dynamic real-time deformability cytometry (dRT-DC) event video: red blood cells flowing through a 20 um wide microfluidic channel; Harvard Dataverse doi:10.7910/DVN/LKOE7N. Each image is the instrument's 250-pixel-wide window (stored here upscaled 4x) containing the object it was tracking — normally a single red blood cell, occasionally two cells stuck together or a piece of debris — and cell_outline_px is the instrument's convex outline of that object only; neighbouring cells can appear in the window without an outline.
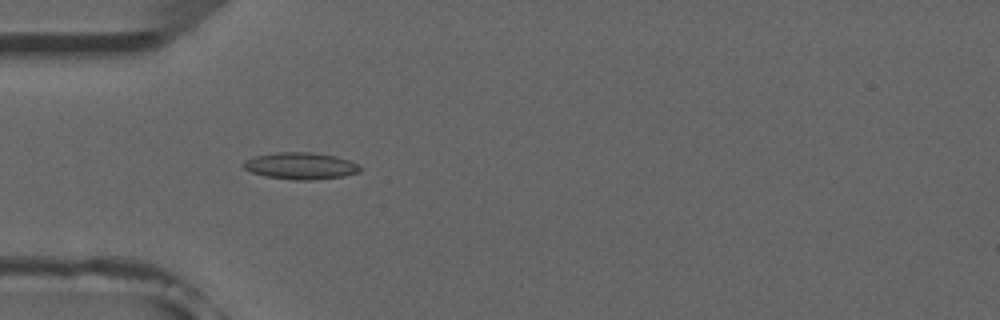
{"species": "common noctule bat (a hibernating species)", "species_latin": "Nyctalus noctula", "temperature_condition": "room temperature", "stored_images_in_passage": 4, "camera_frame_rate_fps": 3000, "um_per_image_px": 0.085, "animal": {"sex": "male", "forearm_length_mm": 52.5}, "frame": {"image": 1, "passage_image": 4, "time_ms": 3.333, "image_size_px": [1000, 320], "cell_outline_px": [[360, 172], [344, 176], [308, 180], [292, 180], [264, 176], [252, 172], [244, 168], [240, 164], [244, 160], [256, 156], [276, 152], [312, 152], [336, 156], [352, 160], [360, 168]], "centroid_in_image_um": [25.53, 14.09], "position_along_channel_um": 59.5, "area_um2": 18.32}}